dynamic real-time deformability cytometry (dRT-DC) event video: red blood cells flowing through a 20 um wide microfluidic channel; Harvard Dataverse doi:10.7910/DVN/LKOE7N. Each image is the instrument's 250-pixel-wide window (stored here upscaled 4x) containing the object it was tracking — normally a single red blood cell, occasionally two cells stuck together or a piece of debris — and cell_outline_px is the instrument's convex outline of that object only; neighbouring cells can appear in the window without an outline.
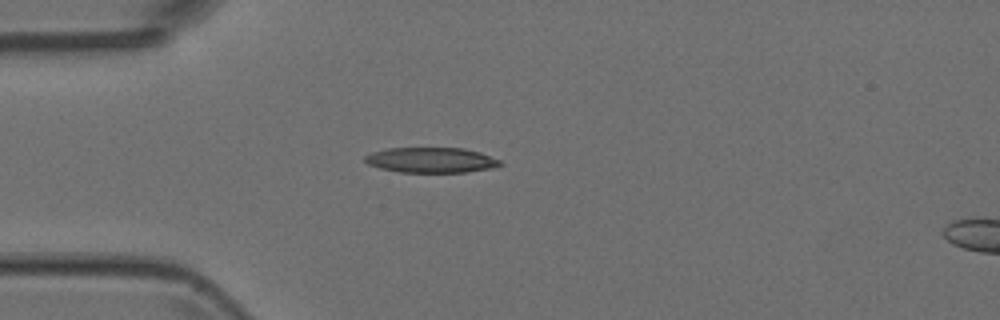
{"species": "Egyptian fruit bat (a non-hibernating species)", "species_latin": "Rousettus aegyptiacus", "temperature_condition": "room temperature", "stored_images_in_passage": 5, "camera_frame_rate_fps": 3000, "um_per_image_px": 0.085, "animal": {"sex": "female"}, "frame": {"image": 1, "passage_image": 4, "time_ms": 1.0, "image_size_px": [1000, 320], "cell_outline_px": [[504, 164], [496, 168], [464, 172], [400, 172], [380, 168], [368, 164], [364, 160], [364, 156], [372, 152], [388, 148], [464, 148], [480, 152], [500, 160]], "centroid_in_image_um": [36.68, 13.6], "position_along_channel_um": 48.3, "area_um2": 20.0}}